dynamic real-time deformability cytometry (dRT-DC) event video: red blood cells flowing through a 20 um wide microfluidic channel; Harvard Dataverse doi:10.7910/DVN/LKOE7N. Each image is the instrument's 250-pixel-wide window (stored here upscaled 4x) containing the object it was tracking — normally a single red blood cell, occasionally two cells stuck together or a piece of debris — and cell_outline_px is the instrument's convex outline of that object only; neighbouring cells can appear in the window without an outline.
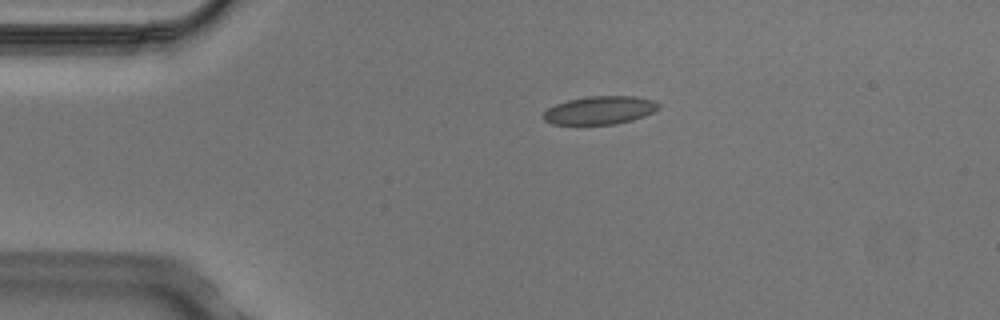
{"species": "Egyptian fruit bat (a non-hibernating species)", "species_latin": "Rousettus aegyptiacus", "temperature_condition": "cold", "stored_images_in_passage": 3, "segment_of_instrument_passage": [1, 2], "camera_frame_rate_fps": 3000, "um_per_image_px": 0.085, "animal": {"sex": "male"}, "frame": {"image": 1, "passage_image": 1, "time_ms": 0.0, "image_size_px": [1000, 320], "cell_outline_px": [[660, 108], [644, 116], [632, 120], [616, 124], [552, 124], [544, 120], [540, 116], [548, 108], [556, 104], [568, 100], [588, 96], [636, 96], [656, 100], [660, 104]], "centroid_in_image_um": [51.0, 9.36], "position_along_channel_um": 34.0, "area_um2": 19.07}}